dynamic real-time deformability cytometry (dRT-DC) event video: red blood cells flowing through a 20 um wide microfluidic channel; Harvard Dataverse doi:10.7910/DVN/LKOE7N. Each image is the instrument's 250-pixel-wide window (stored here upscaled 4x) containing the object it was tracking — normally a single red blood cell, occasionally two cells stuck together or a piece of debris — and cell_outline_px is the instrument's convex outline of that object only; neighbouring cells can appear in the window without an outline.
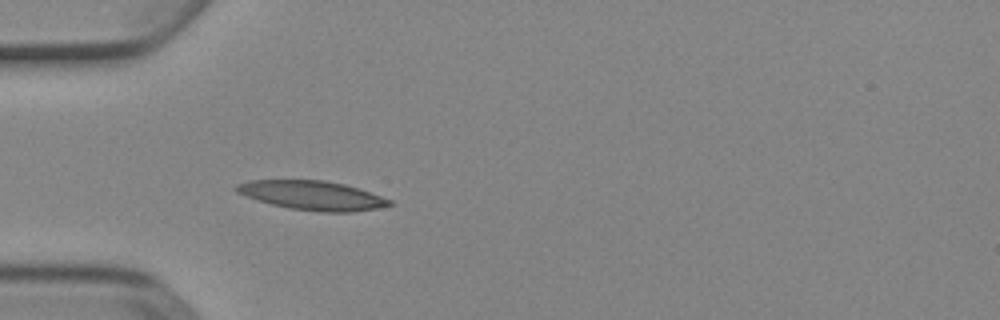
{"species": "Egyptian fruit bat (a non-hibernating species)", "species_latin": "Rousettus aegyptiacus", "temperature_condition": "cold", "stored_images_in_passage": 37, "camera_frame_rate_fps": 3000, "um_per_image_px": 0.085, "animal": {"sex": "female"}, "frame": {"image": 1, "passage_image": 1, "time_ms": 0.0, "image_size_px": [1000, 320], "cell_outline_px": [[392, 204], [376, 208], [352, 212], [320, 212], [288, 208], [256, 200], [236, 192], [232, 188], [236, 184], [252, 180], [324, 180], [344, 184], [392, 200]], "centroid_in_image_um": [26.48, 16.61], "position_along_channel_um": 58.5, "area_um2": 25.84}}
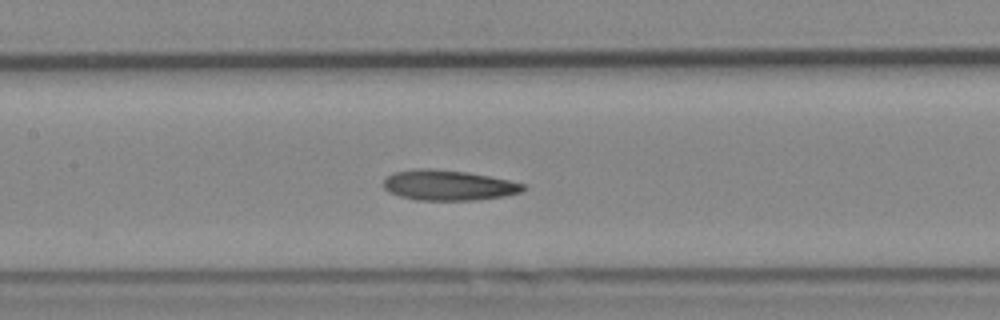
{"frame": {"image": 2, "passage_image": 10, "time_ms": 3.0, "image_size_px": [1000, 320], "cell_outline_px": [[528, 188], [520, 192], [504, 196], [472, 200], [416, 200], [400, 196], [388, 192], [384, 188], [384, 180], [392, 172], [416, 168], [432, 168], [468, 172], [508, 180], [524, 184]], "centroid_in_image_um": [38.09, 15.74], "position_along_channel_um": 169.3, "area_um2": 24.74}}
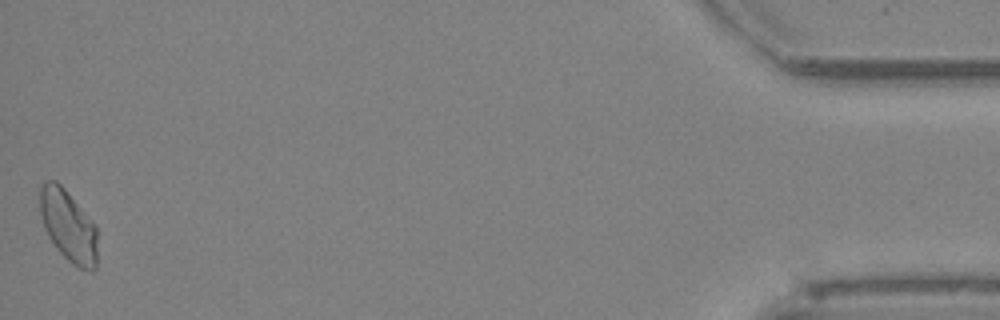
{"frame": {"image": 3, "passage_image": 37, "time_ms": 12.0, "image_size_px": [1000, 320], "cell_outline_px": [[96, 268], [92, 272], [80, 268], [72, 264], [56, 248], [48, 236], [44, 228], [40, 212], [40, 188], [44, 180], [56, 180], [64, 188], [96, 228]], "centroid_in_image_um": [5.77, 19.21], "position_along_channel_um": 429.4, "area_um2": 23.58}, "authors_computed_cell_mechanics": {"area_um2": 23.987, "velocity_mm_per_s": 3.8809, "shape_relaxation_time_tau1_ms": null, "shape_relaxation_time_tau2_ms": 4.3445, "deformation_change_tau1": null, "deformation_change_tau2": 0.1223}}